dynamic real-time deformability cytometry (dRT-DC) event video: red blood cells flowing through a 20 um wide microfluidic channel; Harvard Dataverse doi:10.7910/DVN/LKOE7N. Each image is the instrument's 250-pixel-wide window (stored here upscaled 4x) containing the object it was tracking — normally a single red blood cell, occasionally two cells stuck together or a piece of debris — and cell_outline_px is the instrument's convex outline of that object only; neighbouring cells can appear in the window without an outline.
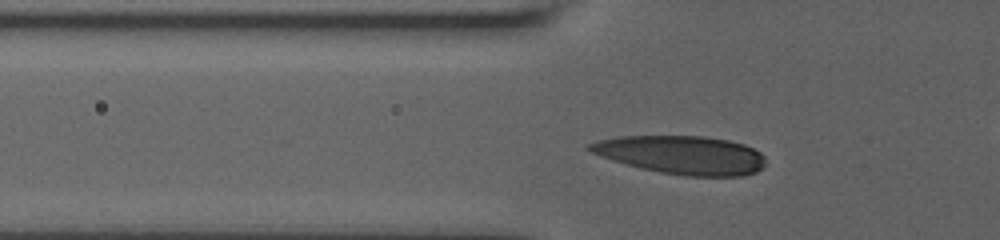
{"species": "human", "species_latin": "Homo sapiens", "temperature_condition": "room temperature", "stored_images_in_passage": 41, "camera_frame_rate_fps": 3000, "um_per_image_px": 0.085, "donor": {"sex": "male"}, "frame": {"image": 1, "passage_image": 12, "time_ms": 3.667, "image_size_px": [1000, 240], "cell_outline_px": [[764, 164], [756, 172], [744, 176], [684, 176], [660, 172], [640, 168], [592, 152], [584, 148], [588, 144], [596, 140], [620, 136], [704, 136], [728, 140], [744, 144], [760, 152], [764, 156]], "centroid_in_image_um": [57.96, 13.16], "position_along_channel_um": 67.8, "area_um2": 39.19}}
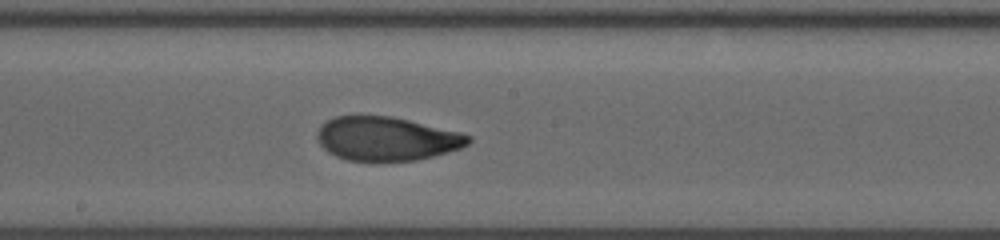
{"frame": {"image": 2, "passage_image": 24, "time_ms": 7.667, "image_size_px": [1000, 240], "cell_outline_px": [[472, 140], [468, 144], [460, 148], [448, 152], [416, 160], [348, 160], [336, 156], [328, 152], [320, 144], [316, 136], [316, 132], [320, 124], [336, 116], [392, 116], [460, 132], [472, 136]], "centroid_in_image_um": [32.85, 11.78], "position_along_channel_um": 215.4, "area_um2": 38.38}}
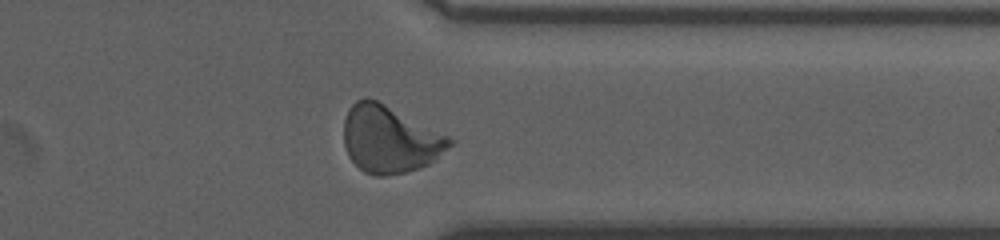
{"frame": {"image": 3, "passage_image": 37, "time_ms": 12.0, "image_size_px": [1000, 240], "cell_outline_px": [[456, 140], [436, 160], [420, 168], [404, 172], [384, 176], [376, 176], [364, 172], [348, 156], [344, 144], [344, 120], [348, 108], [356, 100], [376, 100]], "centroid_in_image_um": [33.12, 11.87], "position_along_channel_um": 378.3, "area_um2": 40.86}, "authors_computed_cell_mechanics": {"area_um2": 38.9572, "velocity_mm_per_s": 3.7915, "shape_relaxation_time_tau1_ms": 4.718, "shape_relaxation_time_tau2_ms": 1.2002, "deformation_change_tau1": 0.2007, "deformation_change_tau2": 0.0665}}